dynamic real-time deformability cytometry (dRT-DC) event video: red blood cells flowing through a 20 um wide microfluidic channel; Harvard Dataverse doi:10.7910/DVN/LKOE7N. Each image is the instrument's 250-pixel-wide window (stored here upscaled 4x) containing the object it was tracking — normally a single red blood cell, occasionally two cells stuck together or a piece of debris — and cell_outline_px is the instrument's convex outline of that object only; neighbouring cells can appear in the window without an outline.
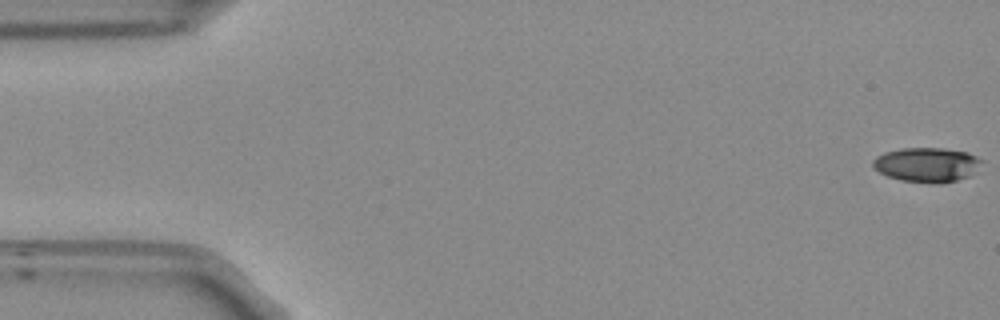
{"species": "Egyptian fruit bat (a non-hibernating species)", "species_latin": "Rousettus aegyptiacus", "temperature_condition": "room temperature", "stored_images_in_passage": 54, "camera_frame_rate_fps": 3000, "um_per_image_px": 0.085, "frame": {"image": 1, "passage_image": 1, "time_ms": 0.0, "image_size_px": [1000, 320], "cell_outline_px": [[984, 160], [968, 176], [956, 180], [940, 184], [932, 184], [900, 180], [888, 176], [880, 172], [872, 164], [872, 160], [876, 156], [884, 152], [900, 148], [944, 148], [968, 152]], "centroid_in_image_um": [78.76, 13.99], "position_along_channel_um": 6.2, "area_um2": 21.91}}
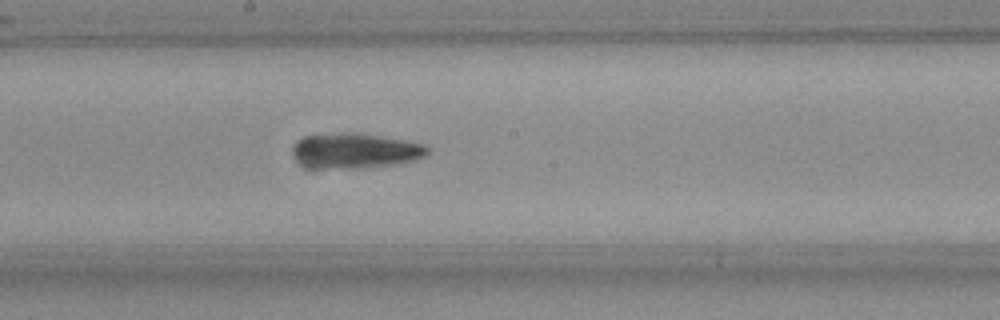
{"frame": {"image": 2, "passage_image": 29, "time_ms": 9.333, "image_size_px": [1000, 320], "cell_outline_px": [[428, 152], [424, 156], [400, 164], [360, 168], [308, 168], [296, 160], [292, 152], [292, 148], [296, 140], [304, 136], [344, 132], [376, 136], [424, 144], [428, 148]], "centroid_in_image_um": [30.12, 12.83], "position_along_channel_um": 218.1, "area_um2": 27.4}}
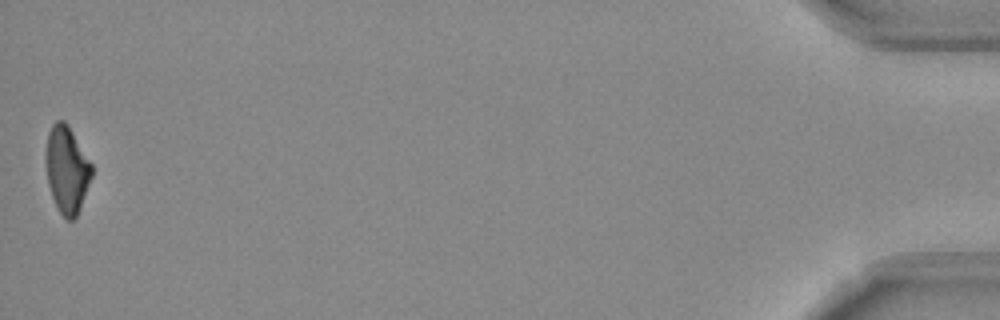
{"frame": {"image": 3, "passage_image": 54, "time_ms": 17.667, "image_size_px": [1000, 320], "cell_outline_px": [[92, 176], [80, 208], [76, 216], [72, 220], [68, 220], [60, 212], [52, 196], [48, 184], [44, 160], [44, 152], [48, 132], [52, 124], [56, 120], [64, 120], [68, 124], [92, 164]], "centroid_in_image_um": [5.66, 14.36], "position_along_channel_um": 429.5, "area_um2": 23.41}, "authors_computed_cell_mechanics": {"area_um2": 24.4783, "velocity_mm_per_s": 3.7661, "shape_relaxation_time_tau1_ms": 5.8837, "shape_relaxation_time_tau2_ms": 6.2337, "deformation_change_tau1": 0.173, "deformation_change_tau2": 0.1566}}